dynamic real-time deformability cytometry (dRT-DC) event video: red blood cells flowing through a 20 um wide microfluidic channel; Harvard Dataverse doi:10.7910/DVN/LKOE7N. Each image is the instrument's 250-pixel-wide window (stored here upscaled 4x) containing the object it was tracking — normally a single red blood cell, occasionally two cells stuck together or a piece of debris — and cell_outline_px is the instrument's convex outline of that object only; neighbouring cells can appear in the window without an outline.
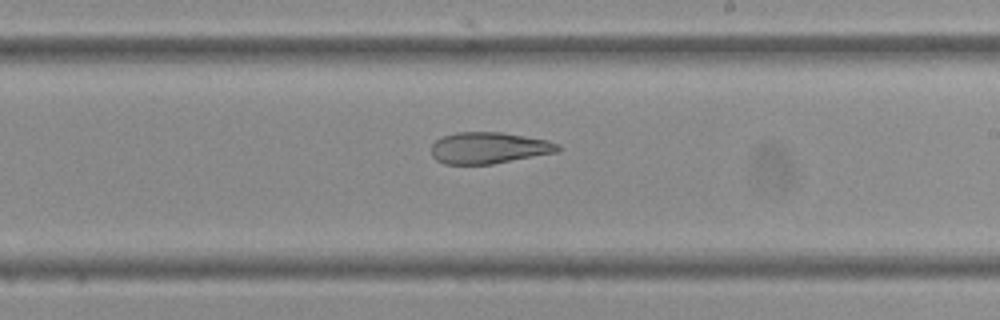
{"species": "Egyptian fruit bat (a non-hibernating species)", "species_latin": "Rousettus aegyptiacus", "temperature_condition": "cold", "stored_images_in_passage": 43, "camera_frame_rate_fps": 3000, "um_per_image_px": 0.085, "frame": {"image": 1, "passage_image": 25, "time_ms": 8.0, "image_size_px": [1000, 320], "cell_outline_px": [[560, 152], [492, 164], [444, 164], [436, 160], [432, 156], [432, 144], [436, 140], [444, 136], [456, 132], [500, 132], [548, 140], [560, 144]], "centroid_in_image_um": [41.58, 12.58], "position_along_channel_um": 247.4, "area_um2": 23.29}}